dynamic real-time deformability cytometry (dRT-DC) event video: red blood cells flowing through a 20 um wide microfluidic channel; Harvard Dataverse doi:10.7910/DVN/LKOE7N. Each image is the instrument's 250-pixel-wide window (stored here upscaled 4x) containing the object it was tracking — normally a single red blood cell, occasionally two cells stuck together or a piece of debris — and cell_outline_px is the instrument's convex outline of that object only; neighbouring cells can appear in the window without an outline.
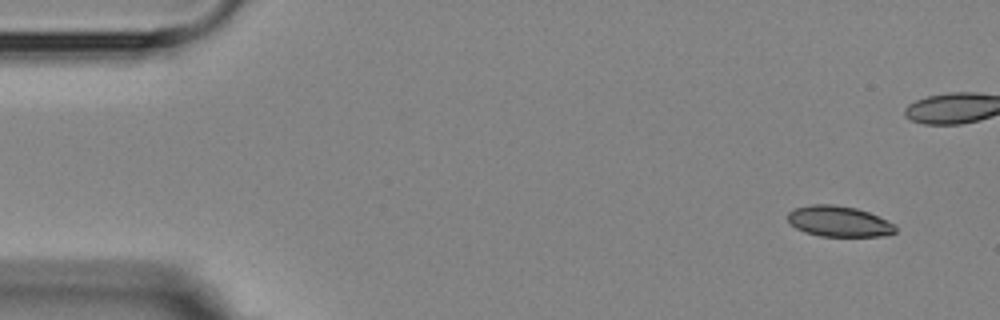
{"species": "Egyptian fruit bat (a non-hibernating species)", "species_latin": "Rousettus aegyptiacus", "temperature_condition": "room temperature", "stored_images_in_passage": 5, "camera_frame_rate_fps": 3000, "um_per_image_px": 0.085, "animal": {"sex": "female"}, "frame": {"image": 1, "passage_image": 1, "time_ms": 0.0, "image_size_px": [1000, 320], "cell_outline_px": [[896, 232], [884, 236], [820, 236], [804, 232], [796, 228], [788, 220], [788, 212], [792, 208], [812, 204], [832, 204], [856, 208], [868, 212], [896, 224]], "centroid_in_image_um": [71.3, 18.81], "position_along_channel_um": 13.7, "area_um2": 19.36}}